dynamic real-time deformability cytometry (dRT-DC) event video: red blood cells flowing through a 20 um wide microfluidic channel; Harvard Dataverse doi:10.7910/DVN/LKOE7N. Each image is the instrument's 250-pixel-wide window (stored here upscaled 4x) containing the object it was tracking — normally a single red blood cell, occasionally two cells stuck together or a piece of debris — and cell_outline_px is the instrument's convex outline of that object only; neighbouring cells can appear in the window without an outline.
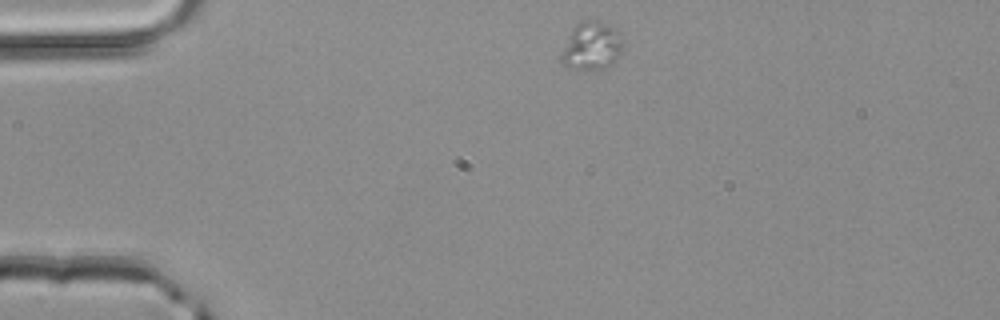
{"species": "common noctule bat (a hibernating species)", "species_latin": "Nyctalus noctula", "temperature_condition": "room temperature", "stored_images_in_passage": 2, "camera_frame_rate_fps": 3000, "um_per_image_px": 0.085, "animal": {"sex": "male", "body_mass_g": 20.4}, "frame": {"image": 1, "passage_image": 1, "time_ms": 0.0, "image_size_px": [1000, 320], "cell_outline_px": [[620, 52], [612, 64], [604, 68], [592, 72], [568, 68], [560, 60], [560, 56], [568, 36], [572, 28], [580, 20], [596, 20], [620, 32]], "centroid_in_image_um": [50.22, 3.95], "position_along_channel_um": 34.8, "area_um2": 17.28}}